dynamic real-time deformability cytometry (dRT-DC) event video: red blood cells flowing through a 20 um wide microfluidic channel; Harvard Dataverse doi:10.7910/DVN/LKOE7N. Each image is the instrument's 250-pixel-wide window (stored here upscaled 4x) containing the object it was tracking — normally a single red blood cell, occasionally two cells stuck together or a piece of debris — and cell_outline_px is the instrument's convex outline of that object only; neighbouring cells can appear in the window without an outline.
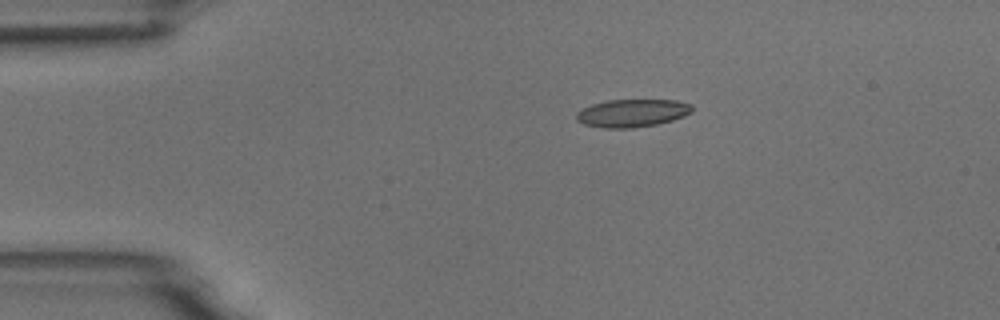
{"species": "common noctule bat (a hibernating species)", "species_latin": "Nyctalus noctula", "temperature_condition": "room temperature", "stored_images_in_passage": 8, "camera_frame_rate_fps": 3000, "um_per_image_px": 0.085, "animal": {"sex": "male", "body_mass_g": 18.8}, "frame": {"image": 1, "passage_image": 3, "time_ms": 2.333, "image_size_px": [1000, 320], "cell_outline_px": [[692, 112], [684, 116], [672, 120], [656, 124], [632, 128], [604, 128], [584, 124], [576, 120], [576, 112], [592, 104], [608, 100], [676, 100], [692, 104]], "centroid_in_image_um": [53.74, 9.61], "position_along_channel_um": 31.3, "area_um2": 18.73}}
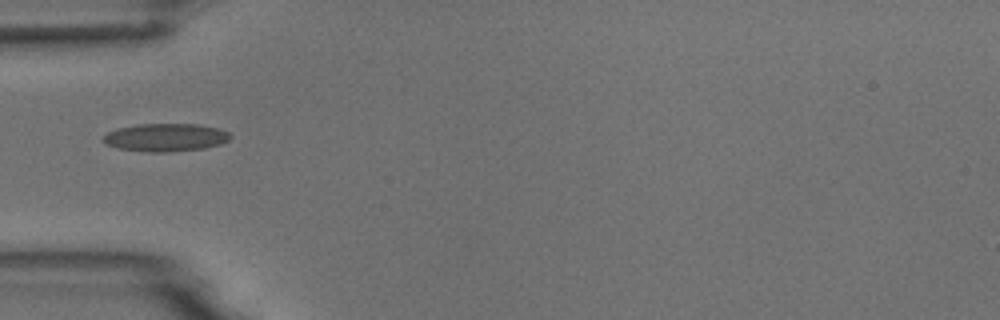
{"frame": {"image": 2, "passage_image": 5, "time_ms": 4.667, "image_size_px": [1000, 320], "cell_outline_px": [[232, 136], [228, 140], [220, 144], [204, 148], [172, 152], [148, 152], [120, 148], [104, 144], [100, 140], [108, 132], [120, 128], [140, 124], [196, 124], [220, 128], [228, 132]], "centroid_in_image_um": [14.09, 11.68], "position_along_channel_um": 70.9, "area_um2": 20.69}}